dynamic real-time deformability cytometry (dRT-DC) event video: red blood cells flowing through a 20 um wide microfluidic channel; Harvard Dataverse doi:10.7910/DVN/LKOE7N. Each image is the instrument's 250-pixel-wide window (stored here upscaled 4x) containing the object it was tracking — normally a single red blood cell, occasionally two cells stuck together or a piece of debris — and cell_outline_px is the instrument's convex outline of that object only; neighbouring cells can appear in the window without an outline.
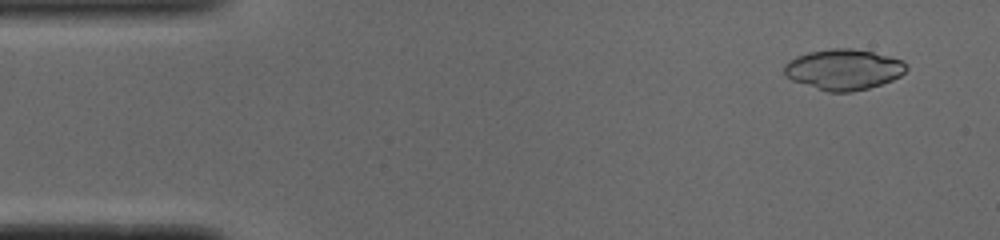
{"species": "common noctule bat (a hibernating species)", "species_latin": "Nyctalus noctula", "temperature_condition": "cold", "stored_images_in_passage": 51, "camera_frame_rate_fps": 3000, "um_per_image_px": 0.085, "animal": {"sex": "male", "body_mass_g": 19.0, "forearm_length_mm": 50.8}, "frame": {"image": 1, "passage_image": 4, "time_ms": 1.0, "image_size_px": [1000, 240], "cell_outline_px": [[908, 68], [900, 76], [892, 80], [868, 88], [852, 92], [828, 92], [792, 80], [784, 76], [784, 64], [788, 60], [796, 56], [808, 52], [832, 48], [848, 48], [872, 52], [904, 60]], "centroid_in_image_um": [71.69, 5.9], "position_along_channel_um": 13.3, "area_um2": 28.96}}